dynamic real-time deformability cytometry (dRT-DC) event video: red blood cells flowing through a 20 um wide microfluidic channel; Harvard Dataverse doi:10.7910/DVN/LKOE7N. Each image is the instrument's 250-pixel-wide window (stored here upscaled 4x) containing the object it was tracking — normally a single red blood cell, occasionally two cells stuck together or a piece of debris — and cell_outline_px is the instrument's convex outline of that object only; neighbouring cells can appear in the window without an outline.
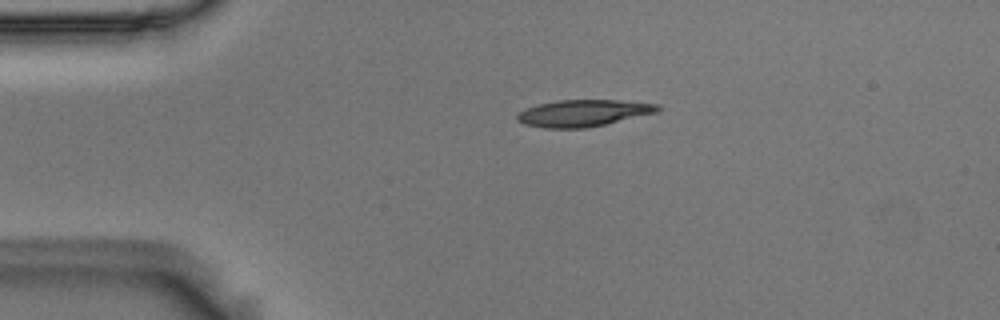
{"species": "Egyptian fruit bat (a non-hibernating species)", "species_latin": "Rousettus aegyptiacus", "temperature_condition": "room temperature", "stored_images_in_passage": 2, "camera_frame_rate_fps": 3000, "um_per_image_px": 0.085, "animal": {"sex": "male"}, "frame": {"image": 1, "passage_image": 1, "time_ms": 0.0, "image_size_px": [1000, 320], "cell_outline_px": [[660, 108], [656, 112], [604, 124], [584, 128], [544, 128], [524, 124], [516, 120], [516, 116], [520, 112], [528, 108], [540, 104], [556, 100], [620, 100], [660, 104]], "centroid_in_image_um": [49.56, 9.61], "position_along_channel_um": 35.4, "area_um2": 21.62}}